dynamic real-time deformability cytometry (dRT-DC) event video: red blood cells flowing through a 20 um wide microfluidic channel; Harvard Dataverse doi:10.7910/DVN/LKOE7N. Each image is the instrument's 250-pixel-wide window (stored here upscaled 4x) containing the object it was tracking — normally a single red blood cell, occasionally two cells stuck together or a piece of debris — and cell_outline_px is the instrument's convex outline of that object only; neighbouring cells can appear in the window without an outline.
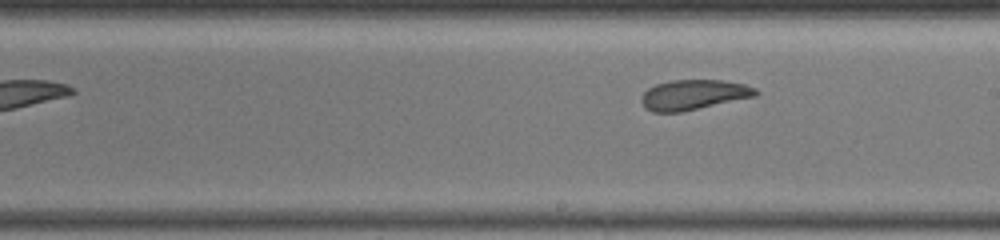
{"species": "common noctule bat (a hibernating species)", "species_latin": "Nyctalus noctula", "temperature_condition": "warm", "stored_images_in_passage": 13, "camera_frame_rate_fps": 3000, "um_per_image_px": 0.085, "animal": {"sex": "female", "body_mass_g": 19.5, "forearm_length_mm": 54.1}, "frame": {"image": 1, "passage_image": 8, "time_ms": 5.0, "image_size_px": [1000, 240], "cell_outline_px": [[760, 92], [756, 96], [680, 112], [652, 112], [644, 108], [640, 100], [640, 96], [648, 88], [656, 84], [672, 80], [724, 80], [744, 84], [756, 88]], "centroid_in_image_um": [58.93, 8.05], "position_along_channel_um": 230.1, "area_um2": 20.11}}
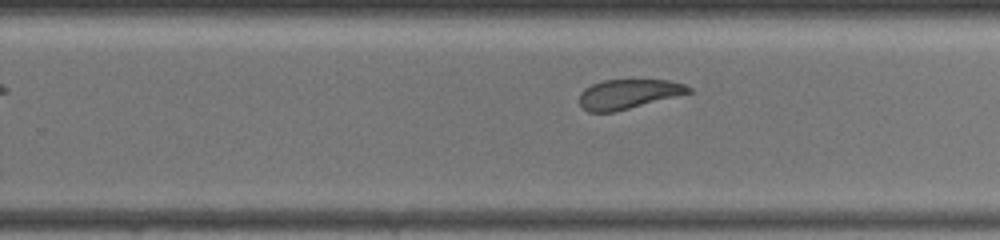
{"frame": {"image": 2, "passage_image": 11, "time_ms": 6.333, "image_size_px": [1000, 240], "cell_outline_px": [[692, 92], [612, 112], [588, 112], [580, 104], [580, 92], [584, 88], [592, 84], [604, 80], [668, 80], [684, 84], [692, 88]], "centroid_in_image_um": [53.39, 7.98], "position_along_channel_um": 276.4, "area_um2": 18.5}}